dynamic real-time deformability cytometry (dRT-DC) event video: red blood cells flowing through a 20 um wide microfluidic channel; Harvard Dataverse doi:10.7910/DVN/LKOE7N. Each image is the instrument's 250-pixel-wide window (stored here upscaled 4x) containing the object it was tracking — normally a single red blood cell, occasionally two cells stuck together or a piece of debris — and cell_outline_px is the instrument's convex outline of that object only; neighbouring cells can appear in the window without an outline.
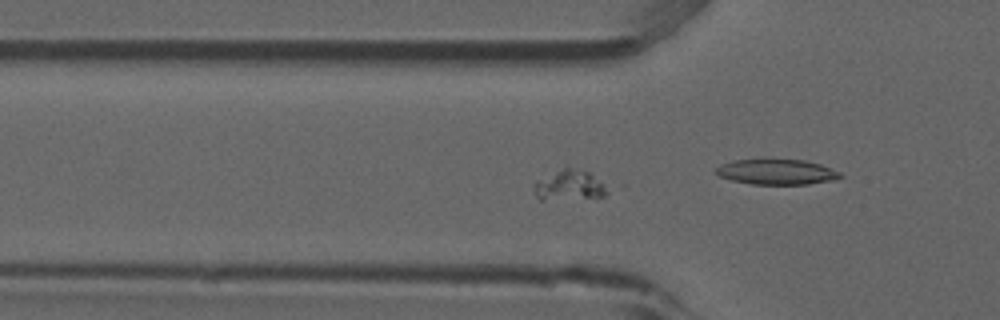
{"species": "common noctule bat (a hibernating species)", "species_latin": "Nyctalus noctula", "temperature_condition": "room temperature", "stored_images_in_passage": 52, "camera_frame_rate_fps": 3000, "um_per_image_px": 0.085, "animal": {"sex": "male", "forearm_length_mm": 52.5}, "frame": {"image": 1, "passage_image": 16, "time_ms": 5.0, "image_size_px": [1000, 320], "cell_outline_px": [[608, 192], [604, 196], [544, 200], [540, 200], [532, 192], [532, 184], [536, 180], [568, 164], [588, 172], [608, 188]], "centroid_in_image_um": [48.3, 15.71], "position_along_channel_um": 77.5, "area_um2": 13.24}}